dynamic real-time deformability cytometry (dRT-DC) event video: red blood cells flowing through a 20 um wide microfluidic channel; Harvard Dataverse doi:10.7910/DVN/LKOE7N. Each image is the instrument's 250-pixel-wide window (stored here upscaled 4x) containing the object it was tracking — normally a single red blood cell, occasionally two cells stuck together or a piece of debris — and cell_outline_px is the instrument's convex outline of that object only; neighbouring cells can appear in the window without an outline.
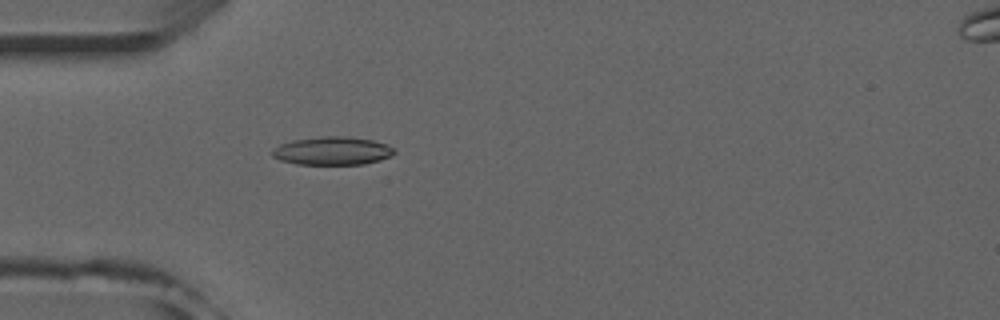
{"species": "common noctule bat (a hibernating species)", "species_latin": "Nyctalus noctula", "temperature_condition": "room temperature", "stored_images_in_passage": 47, "camera_frame_rate_fps": 3000, "um_per_image_px": 0.085, "animal": {"sex": "male", "forearm_length_mm": 52.5}, "frame": {"image": 1, "passage_image": 11, "time_ms": 3.333, "image_size_px": [1000, 320], "cell_outline_px": [[396, 152], [392, 156], [380, 160], [364, 164], [296, 164], [280, 160], [272, 156], [272, 148], [280, 144], [292, 140], [320, 136], [344, 136], [372, 140], [388, 144]], "centroid_in_image_um": [28.24, 12.82], "position_along_channel_um": 56.8, "area_um2": 20.17}}
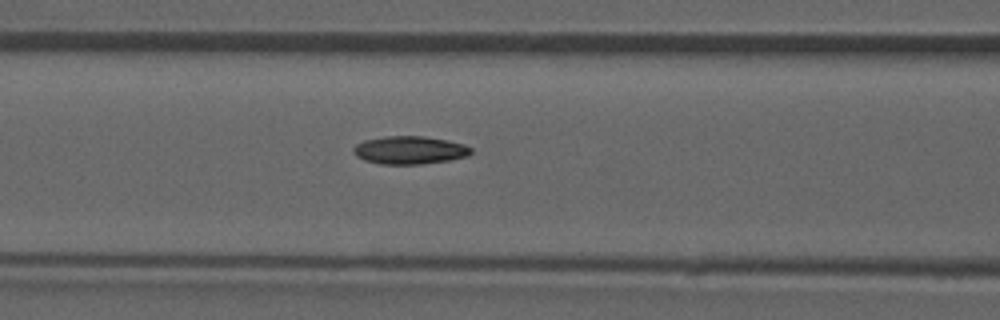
{"frame": {"image": 2, "passage_image": 17, "time_ms": 5.333, "image_size_px": [1000, 320], "cell_outline_px": [[472, 152], [468, 156], [448, 160], [420, 164], [380, 164], [364, 160], [356, 156], [352, 152], [352, 148], [356, 144], [364, 140], [384, 136], [424, 136], [448, 140], [464, 144], [472, 148]], "centroid_in_image_um": [34.8, 12.75], "position_along_channel_um": 131.8, "area_um2": 19.31}}
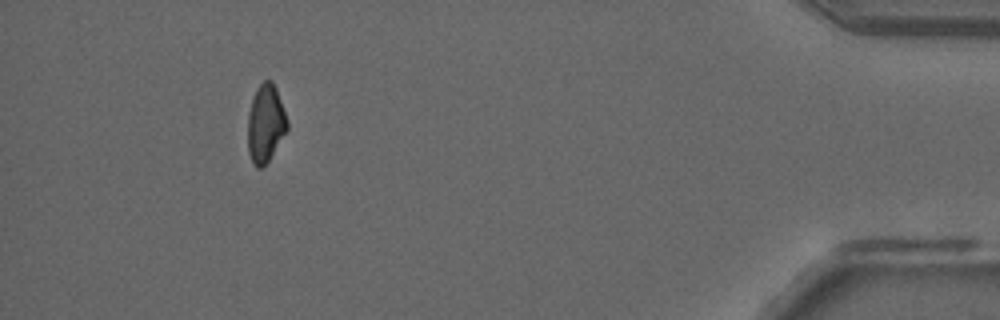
{"frame": {"image": 3, "passage_image": 43, "time_ms": 14.0, "image_size_px": [1000, 320], "cell_outline_px": [[288, 128], [268, 160], [260, 168], [256, 168], [252, 164], [248, 152], [248, 112], [256, 88], [264, 80], [272, 80], [276, 88], [288, 120]], "centroid_in_image_um": [22.56, 10.48], "position_along_channel_um": 412.6, "area_um2": 17.8}, "authors_computed_cell_mechanics": {"area_um2": 18.7272, "velocity_mm_per_s": 3.9884, "shape_relaxation_time_tau1_ms": null, "shape_relaxation_time_tau2_ms": 5.7888, "deformation_change_tau1": null, "deformation_change_tau2": 0.1157}}